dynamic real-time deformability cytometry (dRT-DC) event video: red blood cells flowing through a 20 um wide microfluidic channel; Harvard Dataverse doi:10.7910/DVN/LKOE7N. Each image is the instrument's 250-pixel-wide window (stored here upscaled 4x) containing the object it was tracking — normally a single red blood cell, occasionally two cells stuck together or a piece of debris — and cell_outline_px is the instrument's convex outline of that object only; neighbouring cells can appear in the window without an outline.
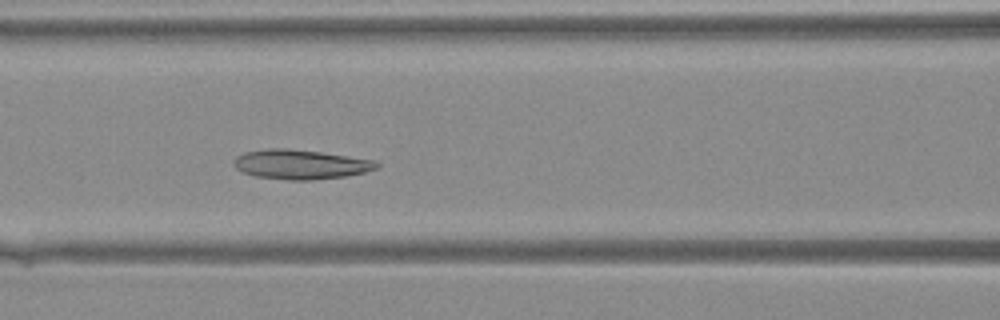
{"species": "Egyptian fruit bat (a non-hibernating species)", "species_latin": "Rousettus aegyptiacus", "temperature_condition": "warm", "stored_images_in_passage": 23, "camera_frame_rate_fps": 3000, "um_per_image_px": 0.085, "animal": {"sex": "female"}, "frame": {"image": 1, "passage_image": 7, "time_ms": 2.0, "image_size_px": [1000, 320], "cell_outline_px": [[380, 168], [364, 172], [344, 176], [312, 180], [288, 180], [256, 176], [244, 172], [236, 168], [232, 160], [236, 156], [244, 152], [268, 148], [288, 148], [320, 152], [376, 160], [380, 164]], "centroid_in_image_um": [25.55, 13.96], "position_along_channel_um": 141.0, "area_um2": 24.62}}
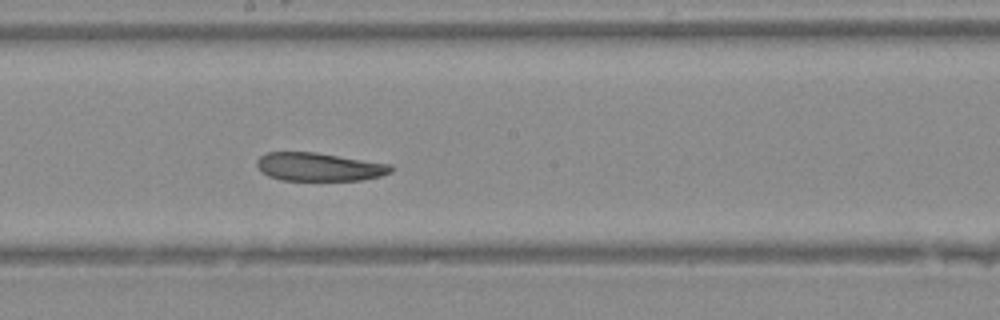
{"frame": {"image": 2, "passage_image": 12, "time_ms": 3.667, "image_size_px": [1000, 320], "cell_outline_px": [[392, 172], [380, 176], [360, 180], [280, 180], [268, 176], [260, 172], [256, 164], [256, 160], [260, 156], [268, 152], [312, 152], [392, 164]], "centroid_in_image_um": [27.08, 14.19], "position_along_channel_um": 221.1, "area_um2": 22.08}}
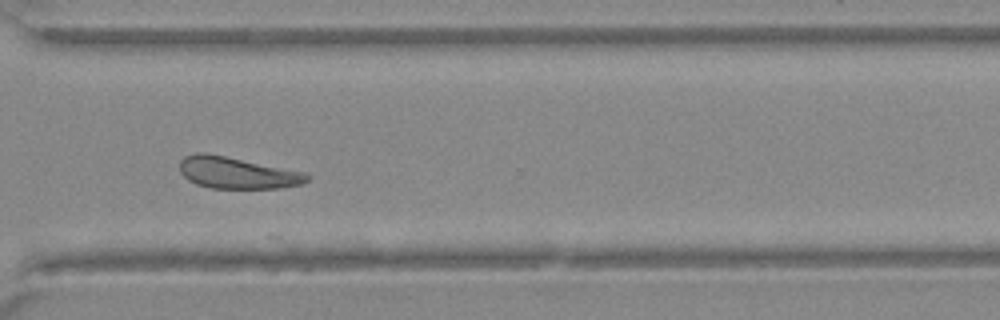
{"frame": {"image": 3, "passage_image": 20, "time_ms": 6.333, "image_size_px": [1000, 320], "cell_outline_px": [[312, 176], [304, 184], [280, 188], [212, 188], [196, 184], [188, 180], [180, 172], [180, 160], [184, 156], [196, 152], [204, 152], [304, 172]], "centroid_in_image_um": [20.15, 14.69], "position_along_channel_um": 350.5, "area_um2": 23.41}}